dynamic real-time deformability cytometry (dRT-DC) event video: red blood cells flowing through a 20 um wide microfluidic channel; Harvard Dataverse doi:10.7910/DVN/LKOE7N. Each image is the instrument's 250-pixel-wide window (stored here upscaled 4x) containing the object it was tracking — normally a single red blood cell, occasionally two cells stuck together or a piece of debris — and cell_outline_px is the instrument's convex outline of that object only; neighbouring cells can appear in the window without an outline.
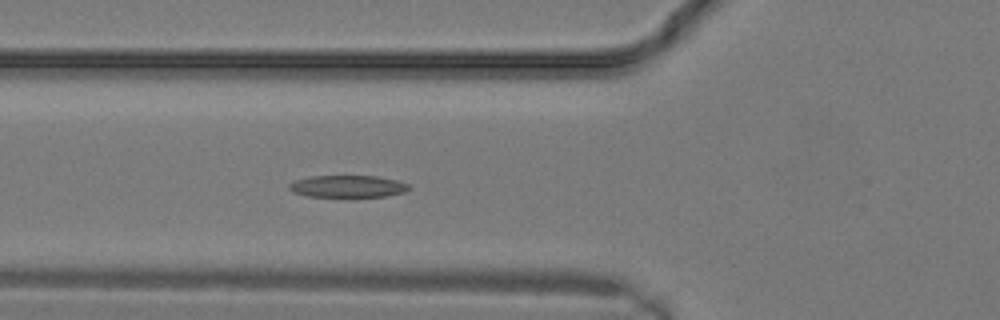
{"species": "common noctule bat (a hibernating species)", "species_latin": "Nyctalus noctula", "temperature_condition": "warm", "stored_images_in_passage": 10, "camera_frame_rate_fps": 3000, "um_per_image_px": 0.085, "animal": {"sex": "male", "body_mass_g": 19.2, "forearm_length_mm": 51.8}, "frame": {"image": 1, "passage_image": 10, "time_ms": 3.0, "image_size_px": [1000, 320], "cell_outline_px": [[412, 188], [404, 192], [384, 196], [308, 196], [292, 192], [288, 188], [288, 184], [296, 180], [312, 176], [376, 176], [396, 180], [408, 184]], "centroid_in_image_um": [29.55, 15.83], "position_along_channel_um": 96.3, "area_um2": 15.2}}